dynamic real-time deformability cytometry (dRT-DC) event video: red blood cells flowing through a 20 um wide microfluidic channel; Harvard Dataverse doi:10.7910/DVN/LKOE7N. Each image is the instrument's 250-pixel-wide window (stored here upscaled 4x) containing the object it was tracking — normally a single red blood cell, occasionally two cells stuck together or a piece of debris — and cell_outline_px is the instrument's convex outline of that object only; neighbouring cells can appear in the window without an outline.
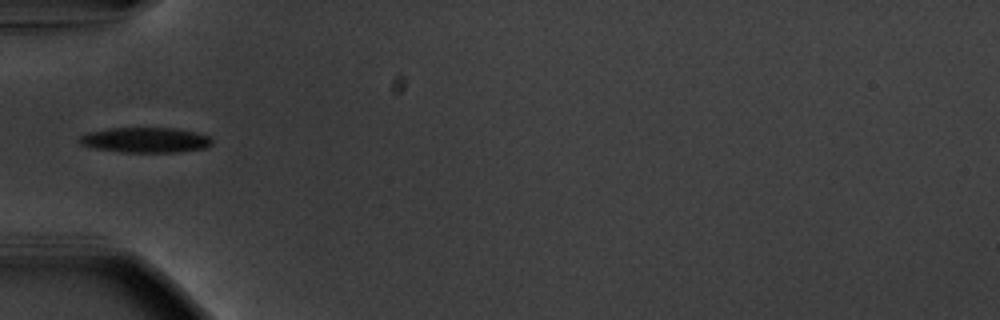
{"species": "common noctule bat (a hibernating species)", "species_latin": "Nyctalus noctula", "temperature_condition": "warm", "stored_images_in_passage": 37, "camera_frame_rate_fps": 3000, "um_per_image_px": 0.085, "animal": {"sex": "male", "body_mass_g": 20.1, "forearm_length_mm": 53.5}, "frame": {"image": 1, "passage_image": 1, "time_ms": 0.0, "image_size_px": [1000, 320], "cell_outline_px": [[212, 144], [204, 148], [176, 152], [120, 152], [92, 148], [80, 144], [80, 136], [88, 132], [108, 128], [176, 128], [196, 132], [208, 136], [212, 140]], "centroid_in_image_um": [12.34, 11.9], "position_along_channel_um": 72.7, "area_um2": 19.48}}
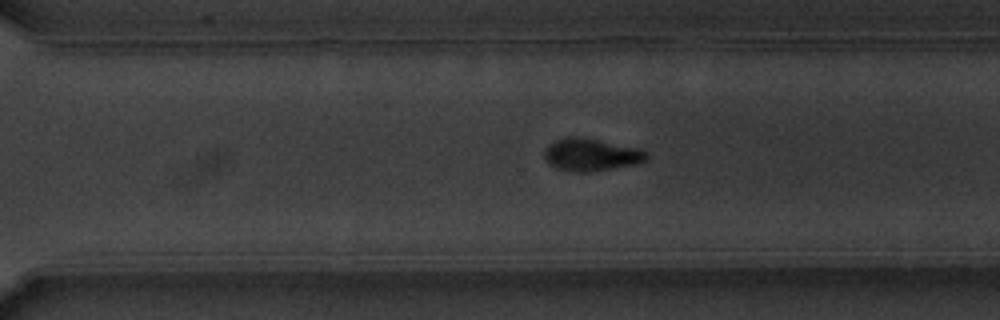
{"frame": {"image": 2, "passage_image": 21, "time_ms": 6.667, "image_size_px": [1000, 320], "cell_outline_px": [[648, 156], [644, 160], [636, 164], [588, 172], [572, 172], [556, 168], [548, 164], [544, 160], [544, 152], [548, 144], [556, 140], [568, 136], [576, 136], [640, 148], [648, 152]], "centroid_in_image_um": [50.2, 13.15], "position_along_channel_um": 320.4, "area_um2": 19.36}}
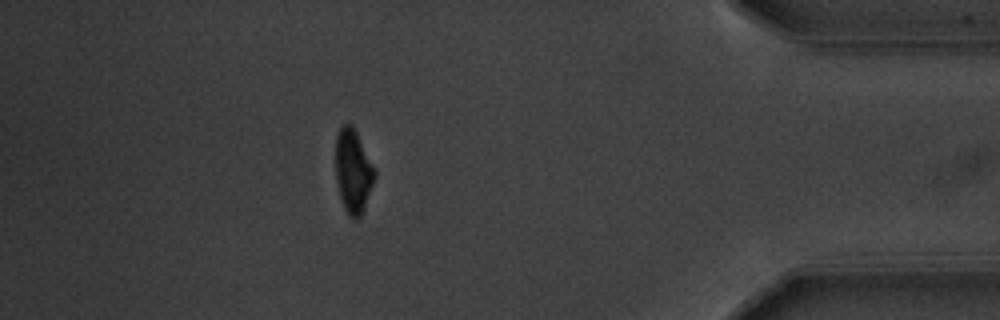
{"frame": {"image": 3, "passage_image": 31, "time_ms": 10.0, "image_size_px": [1000, 320], "cell_outline_px": [[376, 176], [364, 212], [356, 220], [352, 220], [348, 216], [344, 208], [340, 196], [336, 180], [336, 136], [340, 128], [344, 124], [352, 124], [376, 168]], "centroid_in_image_um": [30.04, 14.59], "position_along_channel_um": 405.2, "area_um2": 19.42}, "authors_computed_cell_mechanics": {"area_um2": 19.4208, "velocity_mm_per_s": 3.7134, "shape_relaxation_time_tau1_ms": 2.5463, "shape_relaxation_time_tau2_ms": 6.1342, "deformation_change_tau1": 0.1421, "deformation_change_tau2": 0.1205}}